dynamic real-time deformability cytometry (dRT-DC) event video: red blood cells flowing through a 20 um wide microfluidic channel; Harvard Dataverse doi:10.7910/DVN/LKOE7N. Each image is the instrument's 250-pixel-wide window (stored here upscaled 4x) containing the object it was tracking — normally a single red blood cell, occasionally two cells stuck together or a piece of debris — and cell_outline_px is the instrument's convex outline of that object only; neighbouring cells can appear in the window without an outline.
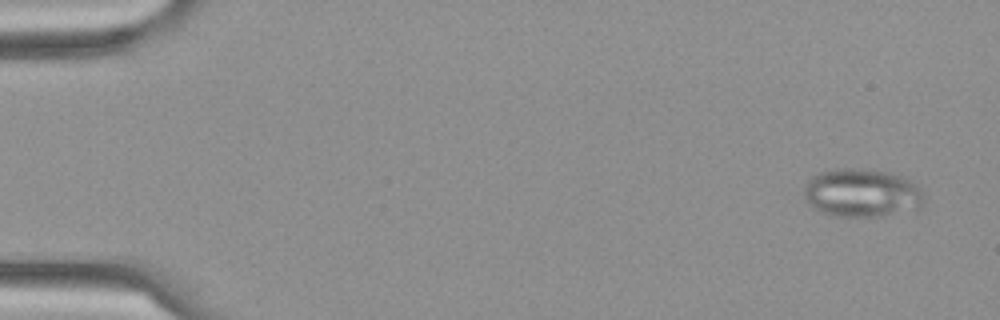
{"species": "Egyptian fruit bat (a non-hibernating species)", "species_latin": "Rousettus aegyptiacus", "temperature_condition": "cold", "stored_images_in_passage": 7, "camera_frame_rate_fps": 3000, "um_per_image_px": 0.085, "frame": {"image": 1, "passage_image": 1, "time_ms": 0.0, "image_size_px": [1000, 320], "cell_outline_px": [[924, 204], [920, 208], [884, 216], [836, 216], [824, 212], [808, 204], [804, 200], [804, 188], [808, 180], [812, 176], [820, 172], [840, 168], [864, 168], [888, 172], [900, 176], [920, 184], [924, 196]], "centroid_in_image_um": [73.3, 16.39], "position_along_channel_um": 11.7, "area_um2": 34.16}}